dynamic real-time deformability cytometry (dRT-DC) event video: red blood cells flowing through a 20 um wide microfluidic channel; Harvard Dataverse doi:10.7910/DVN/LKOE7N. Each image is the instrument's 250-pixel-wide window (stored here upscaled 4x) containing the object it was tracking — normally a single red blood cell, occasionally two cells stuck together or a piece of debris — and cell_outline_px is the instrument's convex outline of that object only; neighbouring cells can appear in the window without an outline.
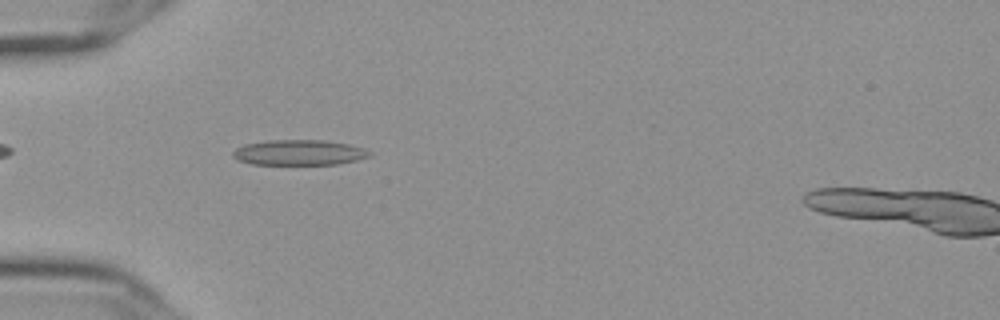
{"species": "Egyptian fruit bat (a non-hibernating species)", "species_latin": "Rousettus aegyptiacus", "temperature_condition": "cold", "stored_images_in_passage": 42, "camera_frame_rate_fps": 3000, "um_per_image_px": 0.085, "frame": {"image": 1, "passage_image": 4, "time_ms": 1.0, "image_size_px": [1000, 320], "cell_outline_px": [[372, 156], [356, 160], [336, 164], [252, 164], [240, 160], [232, 156], [232, 152], [236, 148], [244, 144], [272, 140], [324, 140], [348, 144], [364, 148], [372, 152]], "centroid_in_image_um": [25.45, 12.96], "position_along_channel_um": 59.6, "area_um2": 20.11}}
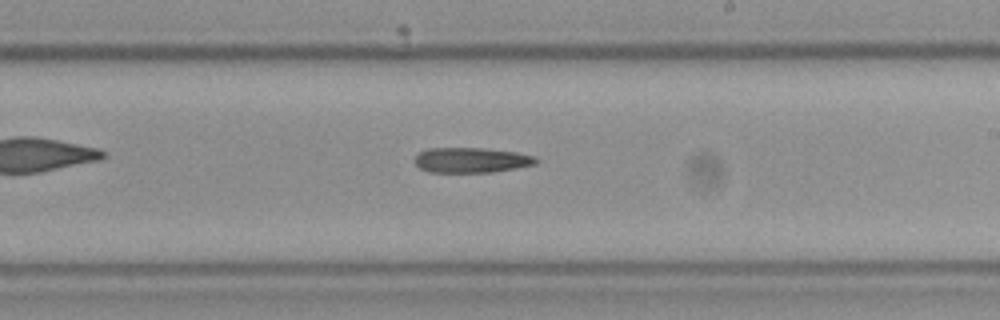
{"frame": {"image": 2, "passage_image": 20, "time_ms": 6.333, "image_size_px": [1000, 320], "cell_outline_px": [[540, 160], [536, 164], [516, 168], [492, 172], [428, 172], [420, 168], [416, 164], [416, 156], [420, 152], [428, 148], [488, 148], [516, 152], [536, 156]], "centroid_in_image_um": [40.11, 13.6], "position_along_channel_um": 248.9, "area_um2": 17.86}}
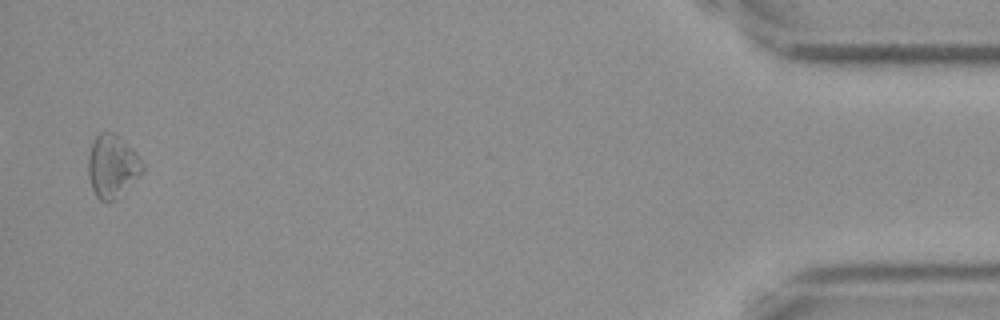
{"frame": {"image": 3, "passage_image": 41, "time_ms": 13.333, "image_size_px": [1000, 320], "cell_outline_px": [[144, 168], [140, 176], [112, 200], [100, 200], [96, 196], [92, 188], [88, 172], [88, 160], [92, 144], [96, 136], [100, 132], [116, 132], [136, 152], [144, 164]], "centroid_in_image_um": [9.56, 14.07], "position_along_channel_um": 425.6, "area_um2": 19.59}}